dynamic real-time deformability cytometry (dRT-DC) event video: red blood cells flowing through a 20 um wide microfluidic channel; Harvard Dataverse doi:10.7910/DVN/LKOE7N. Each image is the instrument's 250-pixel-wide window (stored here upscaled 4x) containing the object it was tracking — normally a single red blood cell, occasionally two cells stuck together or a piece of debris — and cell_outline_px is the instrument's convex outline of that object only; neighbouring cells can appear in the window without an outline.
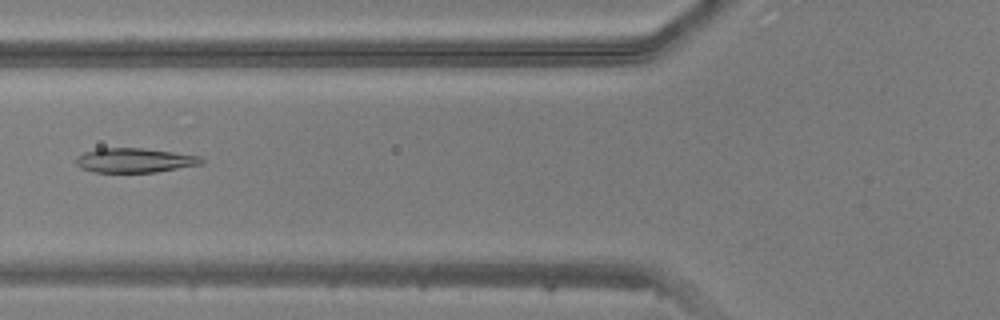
{"species": "common noctule bat (a hibernating species)", "species_latin": "Nyctalus noctula", "temperature_condition": "warm", "stored_images_in_passage": 42, "camera_frame_rate_fps": 3000, "um_per_image_px": 0.085, "animal": {"sex": "male", "body_mass_g": 20.5, "forearm_length_mm": 52.5}, "frame": {"image": 1, "passage_image": 18, "time_ms": 5.667, "image_size_px": [1000, 320], "cell_outline_px": [[204, 164], [156, 172], [92, 172], [80, 168], [76, 164], [76, 156], [84, 152], [100, 148], [144, 148], [200, 156], [204, 160]], "centroid_in_image_um": [11.44, 13.63], "position_along_channel_um": 114.4, "area_um2": 17.98}}
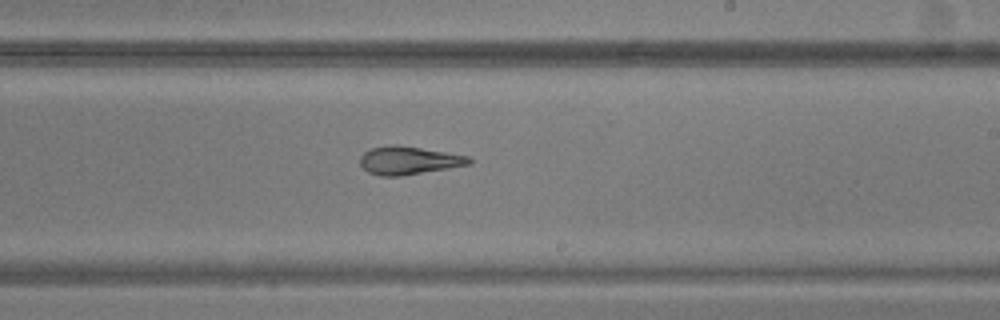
{"frame": {"image": 2, "passage_image": 28, "time_ms": 9.0, "image_size_px": [1000, 320], "cell_outline_px": [[472, 164], [400, 176], [380, 176], [368, 172], [360, 164], [360, 156], [364, 152], [372, 148], [388, 144], [396, 144], [468, 156], [472, 160]], "centroid_in_image_um": [34.71, 13.63], "position_along_channel_um": 254.3, "area_um2": 17.74}}
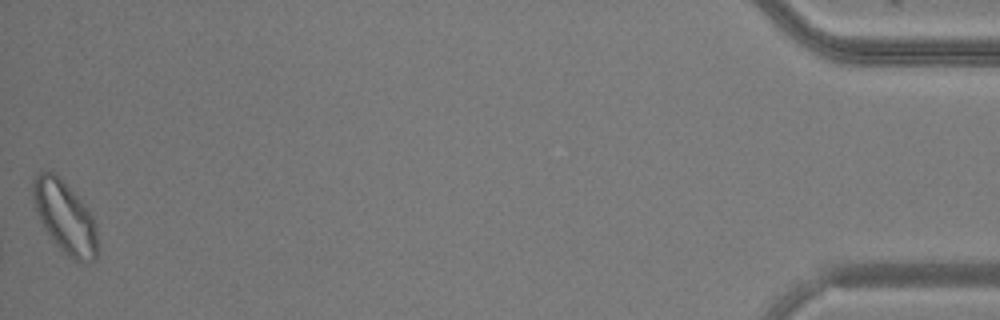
{"frame": {"image": 3, "passage_image": 42, "time_ms": 13.667, "image_size_px": [1000, 320], "cell_outline_px": [[96, 260], [88, 264], [80, 264], [72, 260], [56, 244], [40, 220], [36, 208], [32, 192], [32, 180], [44, 168], [52, 172], [88, 208], [92, 216], [96, 228]], "centroid_in_image_um": [5.53, 18.51], "position_along_channel_um": 429.7, "area_um2": 26.59}}